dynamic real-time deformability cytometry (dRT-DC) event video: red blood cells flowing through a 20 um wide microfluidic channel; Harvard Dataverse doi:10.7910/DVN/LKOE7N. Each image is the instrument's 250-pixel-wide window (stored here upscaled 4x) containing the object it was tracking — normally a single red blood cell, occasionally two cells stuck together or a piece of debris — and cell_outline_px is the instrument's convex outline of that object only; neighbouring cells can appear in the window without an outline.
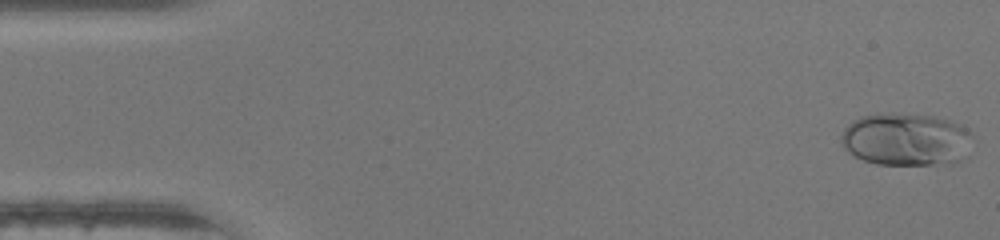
{"species": "human", "species_latin": "Homo sapiens", "temperature_condition": "warm", "stored_images_in_passage": 47, "camera_frame_rate_fps": 3000, "um_per_image_px": 0.085, "donor": {"sex": "female"}, "frame": {"image": 1, "passage_image": 1, "time_ms": 0.0, "image_size_px": [1000, 240], "cell_outline_px": [[972, 136], [960, 160], [952, 164], [876, 164], [852, 156], [844, 148], [840, 140], [840, 136], [844, 128], [852, 120], [860, 116], [932, 116], [952, 120], [968, 128], [972, 132]], "centroid_in_image_um": [76.99, 11.88], "position_along_channel_um": 8.0, "area_um2": 39.65}}
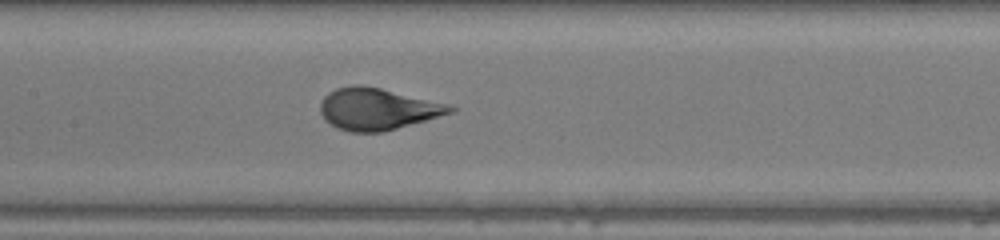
{"frame": {"image": 2, "passage_image": 22, "time_ms": 7.0, "image_size_px": [1000, 240], "cell_outline_px": [[456, 108], [452, 112], [384, 132], [348, 132], [336, 128], [324, 120], [320, 112], [320, 104], [324, 96], [328, 92], [336, 88], [352, 84], [360, 84], [380, 88], [448, 104]], "centroid_in_image_um": [32.0, 9.26], "position_along_channel_um": 175.4, "area_um2": 31.5}}
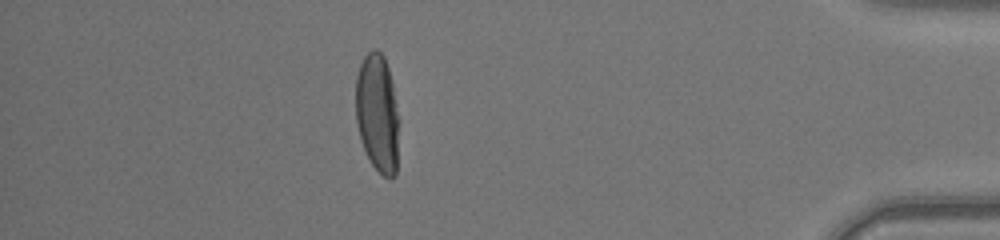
{"frame": {"image": 3, "passage_image": 41, "time_ms": 13.333, "image_size_px": [1000, 240], "cell_outline_px": [[396, 176], [388, 180], [372, 164], [360, 140], [356, 120], [356, 76], [360, 64], [364, 56], [372, 48], [376, 48], [384, 56], [388, 68], [392, 84], [396, 104]], "centroid_in_image_um": [32.04, 9.58], "position_along_channel_um": 403.2, "area_um2": 29.25}, "authors_computed_cell_mechanics": {"area_um2": 31.8478, "velocity_mm_per_s": 4.3951, "shape_relaxation_time_tau1_ms": 4.0844, "shape_relaxation_time_tau2_ms": null, "deformation_change_tau1": 0.2241, "deformation_change_tau2": null}}